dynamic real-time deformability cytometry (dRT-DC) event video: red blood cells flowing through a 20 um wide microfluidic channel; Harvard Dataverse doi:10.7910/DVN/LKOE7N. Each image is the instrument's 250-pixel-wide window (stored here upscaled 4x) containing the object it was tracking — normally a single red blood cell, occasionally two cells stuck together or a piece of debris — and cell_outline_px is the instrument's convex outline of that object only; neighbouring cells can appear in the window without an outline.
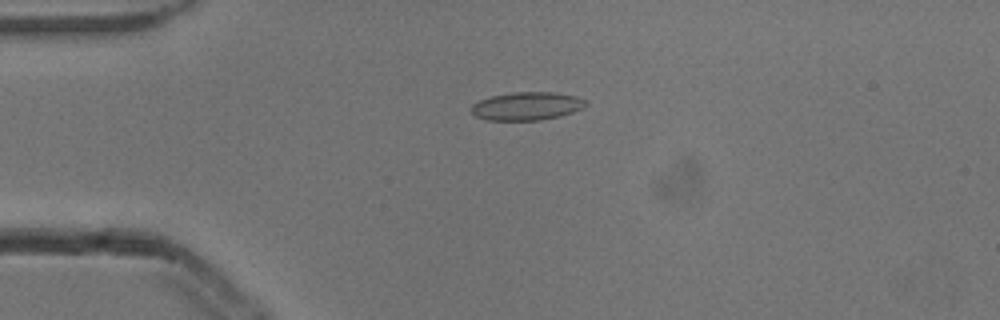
{"species": "common noctule bat (a hibernating species)", "species_latin": "Nyctalus noctula", "temperature_condition": "cold", "stored_images_in_passage": 4, "camera_frame_rate_fps": 3000, "um_per_image_px": 0.085, "animal": {"sex": "male", "body_mass_g": 13.3}, "frame": {"image": 1, "passage_image": 3, "time_ms": 0.667, "image_size_px": [1000, 320], "cell_outline_px": [[588, 104], [572, 112], [560, 116], [540, 120], [484, 120], [476, 116], [472, 112], [472, 104], [480, 100], [492, 96], [512, 92], [552, 92], [576, 96], [588, 100]], "centroid_in_image_um": [44.79, 9.01], "position_along_channel_um": 40.2, "area_um2": 18.73}}